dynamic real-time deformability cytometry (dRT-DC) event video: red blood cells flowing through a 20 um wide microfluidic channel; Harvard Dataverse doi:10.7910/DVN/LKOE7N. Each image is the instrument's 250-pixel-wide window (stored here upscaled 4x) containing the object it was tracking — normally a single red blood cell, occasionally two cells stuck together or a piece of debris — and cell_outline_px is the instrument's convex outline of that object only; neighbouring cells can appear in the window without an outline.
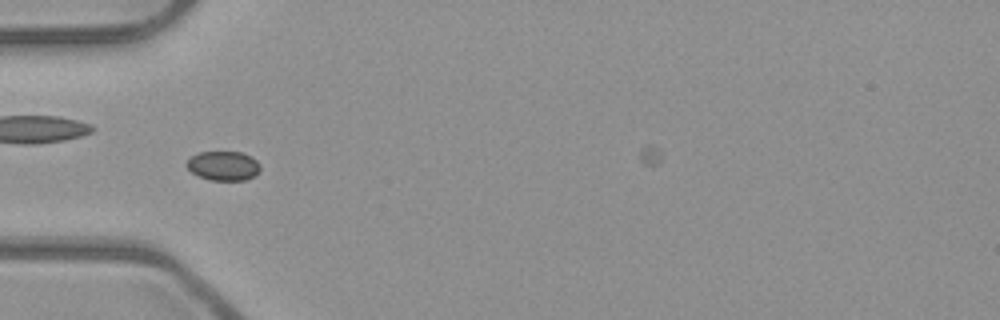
{"species": "common noctule bat (a hibernating species)", "species_latin": "Nyctalus noctula", "temperature_condition": "room temperature", "stored_images_in_passage": 54, "camera_frame_rate_fps": 3000, "um_per_image_px": 0.085, "animal": {"sex": "male", "body_mass_g": 23.1, "forearm_length_mm": 52.7}, "frame": {"image": 1, "passage_image": 18, "time_ms": 5.667, "image_size_px": [1000, 320], "cell_outline_px": [[260, 172], [256, 176], [244, 180], [208, 180], [196, 176], [184, 164], [192, 156], [200, 152], [240, 152], [252, 156], [260, 164]], "centroid_in_image_um": [19.0, 14.1], "position_along_channel_um": 66.0, "area_um2": 12.77}}
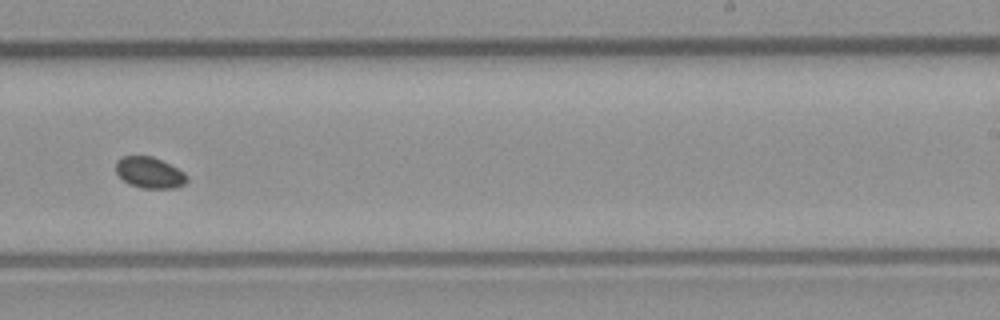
{"frame": {"image": 2, "passage_image": 34, "time_ms": 11.0, "image_size_px": [1000, 320], "cell_outline_px": [[188, 180], [184, 184], [176, 188], [144, 188], [128, 184], [116, 172], [116, 160], [124, 156], [152, 156], [184, 172], [188, 176]], "centroid_in_image_um": [12.71, 14.68], "position_along_channel_um": 276.3, "area_um2": 12.77}}
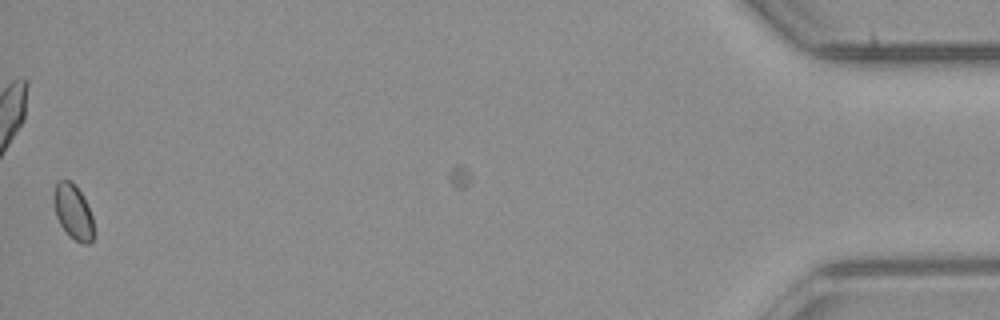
{"frame": {"image": 3, "passage_image": 53, "time_ms": 17.333, "image_size_px": [1000, 320], "cell_outline_px": [[96, 236], [88, 244], [84, 244], [68, 236], [60, 224], [56, 216], [52, 200], [52, 192], [56, 184], [60, 180], [72, 180], [80, 192], [92, 216]], "centroid_in_image_um": [6.21, 18.02], "position_along_channel_um": 429.0, "area_um2": 13.06}}